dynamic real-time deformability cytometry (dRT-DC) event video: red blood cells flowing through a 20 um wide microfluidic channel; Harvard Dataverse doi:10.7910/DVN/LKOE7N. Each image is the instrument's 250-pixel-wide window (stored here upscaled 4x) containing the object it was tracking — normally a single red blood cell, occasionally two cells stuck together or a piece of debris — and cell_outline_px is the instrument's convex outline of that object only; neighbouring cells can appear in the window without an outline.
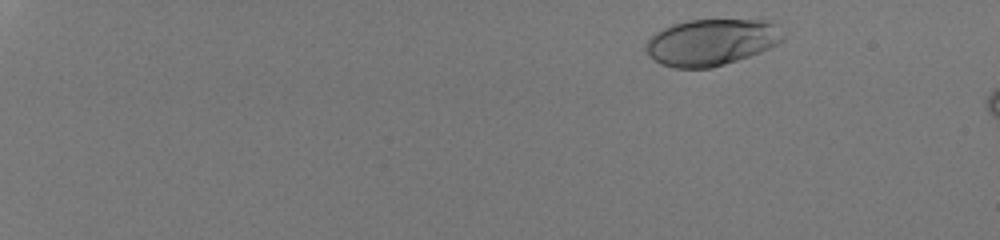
{"species": "human", "species_latin": "Homo sapiens", "temperature_condition": "room temperature", "stored_images_in_passage": 49, "camera_frame_rate_fps": 3000, "um_per_image_px": 0.085, "donor": {"sex": "male"}, "frame": {"image": 1, "passage_image": 3, "time_ms": 0.667, "image_size_px": [1000, 240], "cell_outline_px": [[784, 40], [760, 52], [712, 68], [676, 68], [660, 64], [648, 56], [644, 48], [644, 44], [656, 32], [672, 24], [688, 20], [772, 20], [784, 36]], "centroid_in_image_um": [60.43, 3.59], "position_along_channel_um": 24.6, "area_um2": 37.17}}
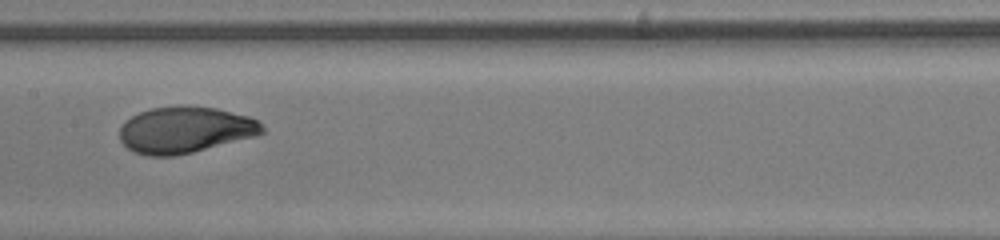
{"frame": {"image": 2, "passage_image": 28, "time_ms": 9.0, "image_size_px": [1000, 240], "cell_outline_px": [[264, 132], [256, 136], [192, 152], [172, 156], [148, 156], [132, 152], [120, 140], [120, 128], [124, 120], [140, 112], [152, 108], [180, 104], [184, 104], [216, 108], [248, 116], [260, 120], [264, 128]], "centroid_in_image_um": [15.73, 11.02], "position_along_channel_um": 191.7, "area_um2": 38.9}}
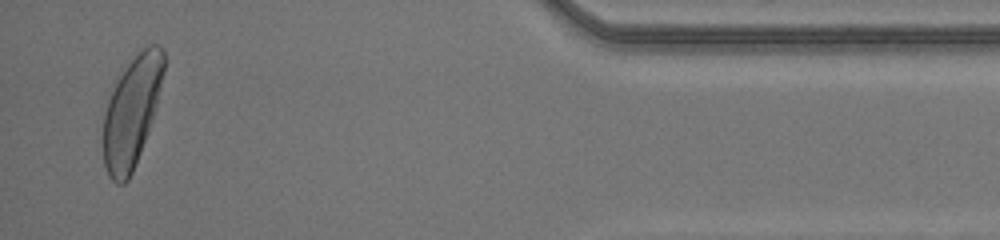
{"frame": {"image": 3, "passage_image": 48, "time_ms": 15.667, "image_size_px": [1000, 240], "cell_outline_px": [[164, 72], [152, 120], [140, 152], [132, 172], [128, 180], [124, 184], [116, 184], [108, 176], [104, 164], [100, 140], [104, 116], [108, 100], [120, 76], [128, 64], [148, 44], [156, 44], [164, 48]], "centroid_in_image_um": [11.16, 9.56], "position_along_channel_um": 424.0, "area_um2": 38.67}, "authors_computed_cell_mechanics": {"area_um2": 37.7434, "velocity_mm_per_s": 4.1513, "shape_relaxation_time_tau1_ms": 3.293, "shape_relaxation_time_tau2_ms": null, "deformation_change_tau1": 0.1844, "deformation_change_tau2": null}}